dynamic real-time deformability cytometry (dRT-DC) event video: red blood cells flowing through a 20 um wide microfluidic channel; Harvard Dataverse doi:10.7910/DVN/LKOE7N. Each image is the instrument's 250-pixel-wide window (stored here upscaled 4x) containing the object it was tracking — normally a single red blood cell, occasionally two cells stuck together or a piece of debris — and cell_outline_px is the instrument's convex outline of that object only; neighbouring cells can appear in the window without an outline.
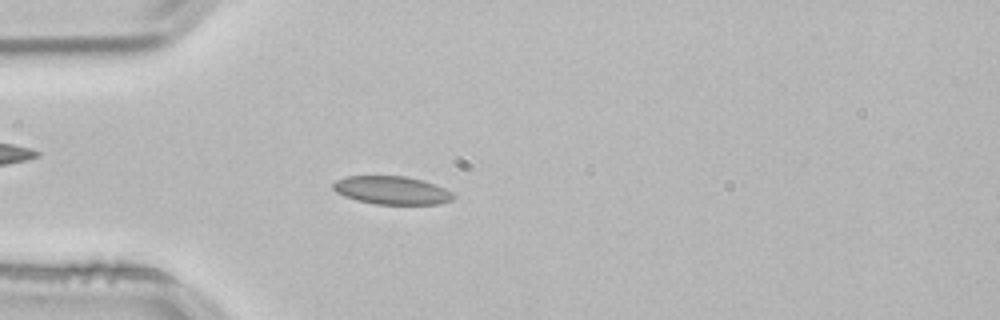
{"species": "common noctule bat (a hibernating species)", "species_latin": "Nyctalus noctula", "temperature_condition": "room temperature", "stored_images_in_passage": 41, "camera_frame_rate_fps": 3000, "um_per_image_px": 0.085, "animal": {"sex": "male", "body_mass_g": 21.5, "forearm_length_mm": 52.0}, "frame": {"image": 1, "passage_image": 3, "time_ms": 0.667, "image_size_px": [1000, 320], "cell_outline_px": [[456, 196], [452, 200], [440, 204], [376, 204], [356, 200], [344, 196], [336, 192], [332, 188], [332, 184], [336, 180], [344, 176], [404, 176], [424, 180], [444, 188], [452, 192]], "centroid_in_image_um": [33.3, 16.17], "position_along_channel_um": 51.7, "area_um2": 19.88}}
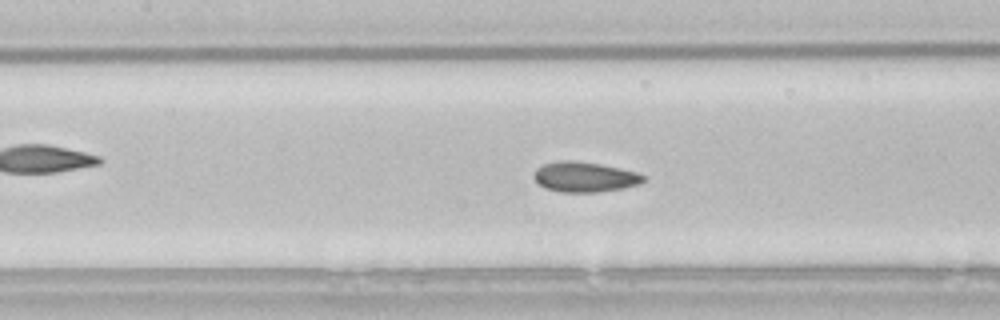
{"frame": {"image": 2, "passage_image": 12, "time_ms": 3.667, "image_size_px": [1000, 320], "cell_outline_px": [[644, 180], [640, 184], [624, 188], [596, 192], [560, 192], [544, 188], [532, 176], [532, 172], [536, 168], [544, 164], [560, 160], [572, 160], [600, 164], [620, 168], [636, 172], [644, 176]], "centroid_in_image_um": [49.66, 15.04], "position_along_channel_um": 157.7, "area_um2": 19.31}}
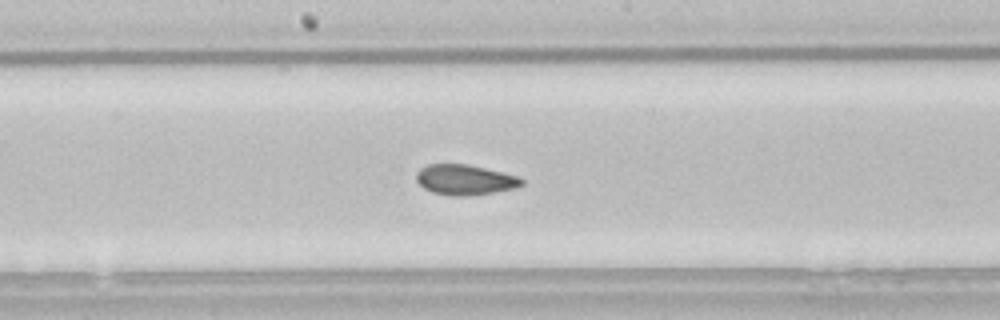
{"frame": {"image": 3, "passage_image": 16, "time_ms": 5.0, "image_size_px": [1000, 320], "cell_outline_px": [[524, 184], [516, 188], [468, 196], [448, 196], [432, 192], [424, 188], [416, 180], [416, 172], [420, 168], [428, 164], [468, 164], [520, 176], [524, 180]], "centroid_in_image_um": [39.53, 15.28], "position_along_channel_um": 208.7, "area_um2": 18.79}, "authors_computed_cell_mechanics": {"area_um2": 18.9584, "velocity_mm_per_s": 3.826, "shape_relaxation_time_tau1_ms": 9.9799, "shape_relaxation_time_tau2_ms": 2.7588, "deformation_change_tau1": 0.1653, "deformation_change_tau2": 0.0618}}